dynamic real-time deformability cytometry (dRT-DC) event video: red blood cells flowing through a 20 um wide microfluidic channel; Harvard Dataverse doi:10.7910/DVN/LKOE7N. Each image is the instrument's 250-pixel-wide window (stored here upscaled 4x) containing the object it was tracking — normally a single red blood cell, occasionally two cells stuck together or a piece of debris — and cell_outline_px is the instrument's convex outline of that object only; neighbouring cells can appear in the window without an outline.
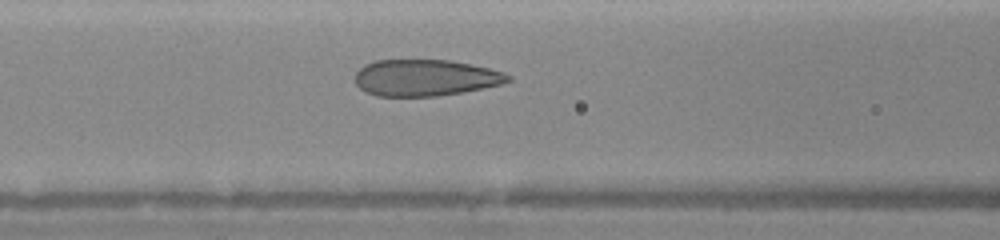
{"species": "human", "species_latin": "Homo sapiens", "temperature_condition": "warm", "stored_images_in_passage": 9, "camera_frame_rate_fps": 3000, "um_per_image_px": 0.085, "donor": {"sex": "female"}, "frame": {"image": 1, "passage_image": 9, "time_ms": 5.0, "image_size_px": [1000, 240], "cell_outline_px": [[512, 80], [500, 84], [484, 88], [436, 96], [376, 96], [364, 92], [356, 84], [356, 72], [364, 64], [376, 60], [452, 60], [472, 64], [504, 72], [512, 76]], "centroid_in_image_um": [36.15, 6.6], "position_along_channel_um": 130.5, "area_um2": 32.6}}